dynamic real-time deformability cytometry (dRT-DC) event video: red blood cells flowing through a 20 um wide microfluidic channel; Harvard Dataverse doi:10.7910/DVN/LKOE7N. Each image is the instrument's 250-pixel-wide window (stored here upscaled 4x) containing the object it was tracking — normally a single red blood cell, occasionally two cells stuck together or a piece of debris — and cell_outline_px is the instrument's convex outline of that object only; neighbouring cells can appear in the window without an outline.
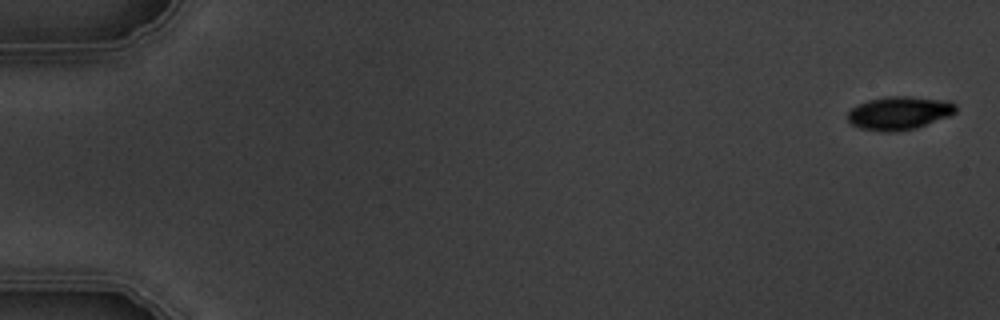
{"species": "common noctule bat (a hibernating species)", "species_latin": "Nyctalus noctula", "temperature_condition": "warm", "stored_images_in_passage": 8, "camera_frame_rate_fps": 3000, "um_per_image_px": 0.085, "animal": {"sex": "male", "body_mass_g": 19.5, "forearm_length_mm": 54.6}, "frame": {"image": 1, "passage_image": 1, "time_ms": 0.0, "image_size_px": [1000, 320], "cell_outline_px": [[956, 112], [948, 116], [916, 128], [892, 132], [880, 132], [860, 128], [852, 124], [848, 120], [848, 112], [852, 108], [868, 100], [884, 96], [912, 96], [952, 100], [956, 104]], "centroid_in_image_um": [76.46, 9.59], "position_along_channel_um": 8.5, "area_um2": 21.15}}
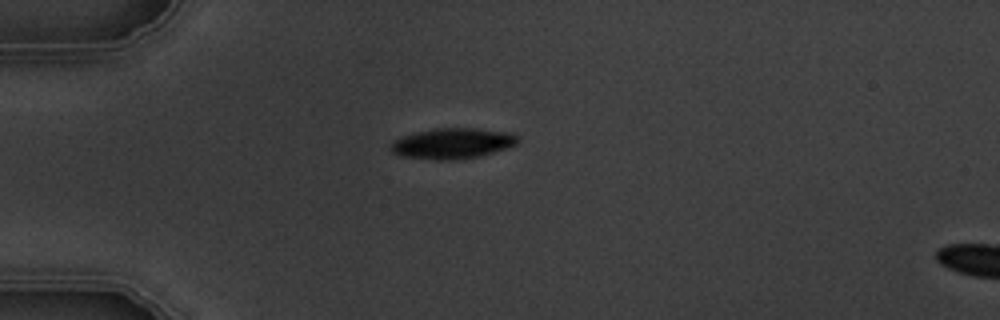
{"frame": {"image": 2, "passage_image": 5, "time_ms": 4.667, "image_size_px": [1000, 320], "cell_outline_px": [[520, 140], [516, 144], [480, 156], [460, 160], [436, 160], [400, 156], [392, 152], [388, 148], [396, 140], [404, 136], [416, 132], [436, 128], [472, 128], [512, 132]], "centroid_in_image_um": [38.46, 12.2], "position_along_channel_um": 46.5, "area_um2": 22.6}}
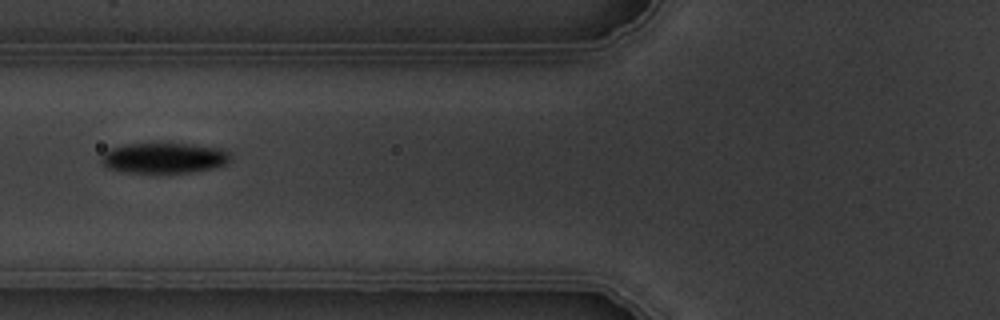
{"frame": {"image": 3, "passage_image": 7, "time_ms": 7.0, "image_size_px": [1000, 320], "cell_outline_px": [[228, 164], [216, 168], [192, 172], [124, 172], [108, 168], [100, 160], [104, 152], [108, 148], [124, 144], [192, 144], [220, 148], [228, 152]], "centroid_in_image_um": [13.93, 13.43], "position_along_channel_um": 111.9, "area_um2": 22.83}}